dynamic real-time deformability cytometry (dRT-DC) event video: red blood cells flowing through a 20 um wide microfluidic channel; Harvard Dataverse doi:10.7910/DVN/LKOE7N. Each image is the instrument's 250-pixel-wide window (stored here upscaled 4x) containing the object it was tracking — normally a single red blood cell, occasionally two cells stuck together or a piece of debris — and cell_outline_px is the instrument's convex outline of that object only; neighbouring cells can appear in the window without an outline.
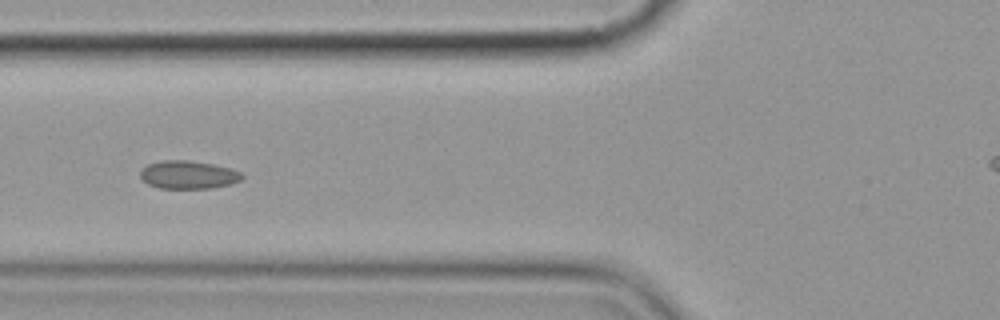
{"species": "common noctule bat (a hibernating species)", "species_latin": "Nyctalus noctula", "temperature_condition": "cold", "stored_images_in_passage": 8, "camera_frame_rate_fps": 3000, "um_per_image_px": 0.085, "animal": {"sex": "female", "body_mass_g": 19.9}, "frame": {"image": 1, "passage_image": 7, "time_ms": 7.0, "image_size_px": [1000, 320], "cell_outline_px": [[244, 176], [240, 180], [228, 184], [212, 188], [160, 188], [148, 184], [140, 176], [140, 172], [148, 164], [160, 160], [188, 160], [212, 164], [228, 168], [240, 172]], "centroid_in_image_um": [15.98, 14.85], "position_along_channel_um": 109.8, "area_um2": 16.42}}
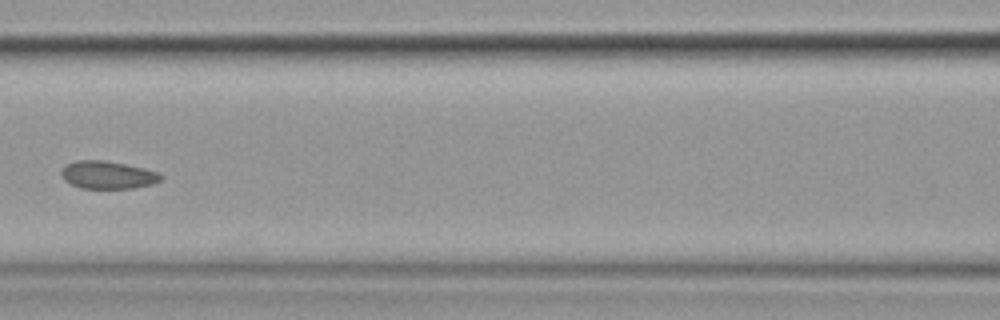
{"frame": {"image": 2, "passage_image": 8, "time_ms": 8.333, "image_size_px": [1000, 320], "cell_outline_px": [[164, 176], [160, 180], [152, 184], [132, 188], [80, 188], [64, 180], [60, 172], [68, 164], [76, 160], [104, 160], [144, 168], [156, 172]], "centroid_in_image_um": [9.15, 14.87], "position_along_channel_um": 157.4, "area_um2": 15.9}}